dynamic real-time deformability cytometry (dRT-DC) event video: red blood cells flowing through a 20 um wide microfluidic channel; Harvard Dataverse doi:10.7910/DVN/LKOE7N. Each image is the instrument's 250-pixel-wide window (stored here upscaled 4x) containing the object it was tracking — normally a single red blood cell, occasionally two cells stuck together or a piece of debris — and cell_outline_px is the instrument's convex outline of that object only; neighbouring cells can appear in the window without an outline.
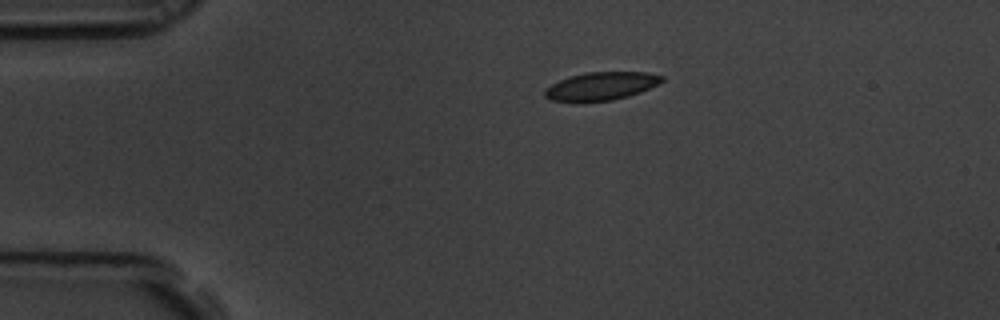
{"species": "common noctule bat (a hibernating species)", "species_latin": "Nyctalus noctula", "temperature_condition": "room temperature", "stored_images_in_passage": 7, "camera_frame_rate_fps": 3000, "um_per_image_px": 0.085, "animal": {"sex": "male", "body_mass_g": 19.5, "forearm_length_mm": 54.6}, "frame": {"image": 1, "passage_image": 1, "time_ms": 0.0, "image_size_px": [1000, 320], "cell_outline_px": [[664, 80], [660, 84], [640, 92], [628, 96], [612, 100], [580, 104], [552, 100], [544, 96], [544, 88], [568, 76], [588, 72], [648, 72], [664, 76]], "centroid_in_image_um": [51.07, 7.35], "position_along_channel_um": 33.9, "area_um2": 19.77}}
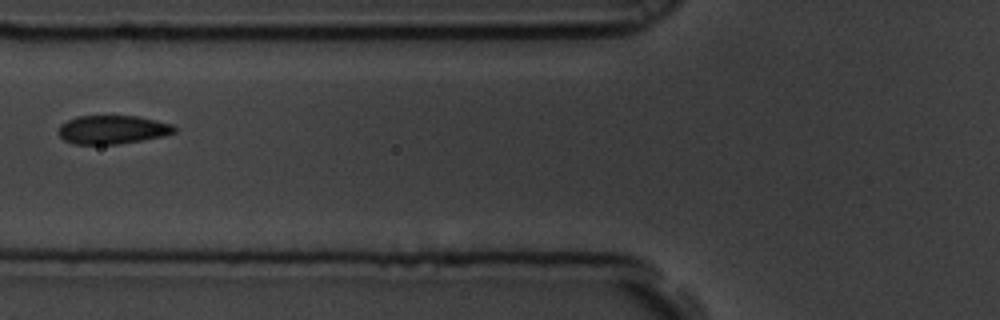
{"frame": {"image": 2, "passage_image": 4, "time_ms": 1.0, "image_size_px": [1000, 320], "cell_outline_px": [[176, 132], [160, 136], [140, 140], [116, 144], [72, 144], [64, 140], [56, 132], [60, 124], [76, 116], [136, 116], [156, 120], [172, 124], [176, 128]], "centroid_in_image_um": [9.5, 11.01], "position_along_channel_um": 116.3, "area_um2": 19.25}}
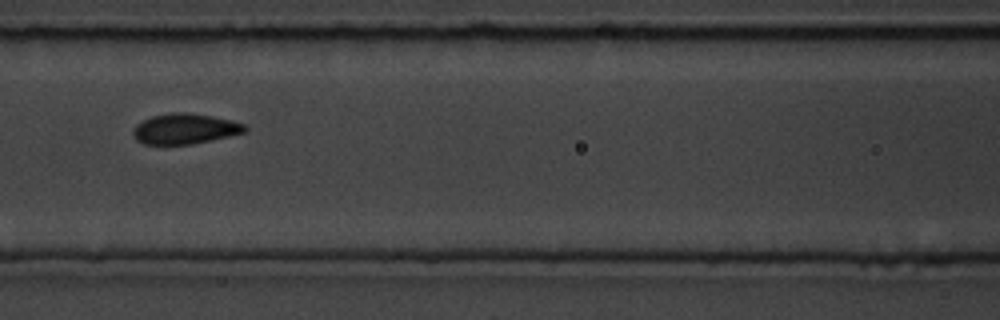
{"frame": {"image": 3, "passage_image": 5, "time_ms": 1.333, "image_size_px": [1000, 320], "cell_outline_px": [[248, 128], [244, 132], [228, 136], [192, 144], [144, 144], [136, 140], [132, 136], [132, 132], [136, 124], [152, 116], [172, 112], [184, 112], [212, 116], [232, 120], [244, 124]], "centroid_in_image_um": [15.69, 10.94], "position_along_channel_um": 150.9, "area_um2": 19.71}}